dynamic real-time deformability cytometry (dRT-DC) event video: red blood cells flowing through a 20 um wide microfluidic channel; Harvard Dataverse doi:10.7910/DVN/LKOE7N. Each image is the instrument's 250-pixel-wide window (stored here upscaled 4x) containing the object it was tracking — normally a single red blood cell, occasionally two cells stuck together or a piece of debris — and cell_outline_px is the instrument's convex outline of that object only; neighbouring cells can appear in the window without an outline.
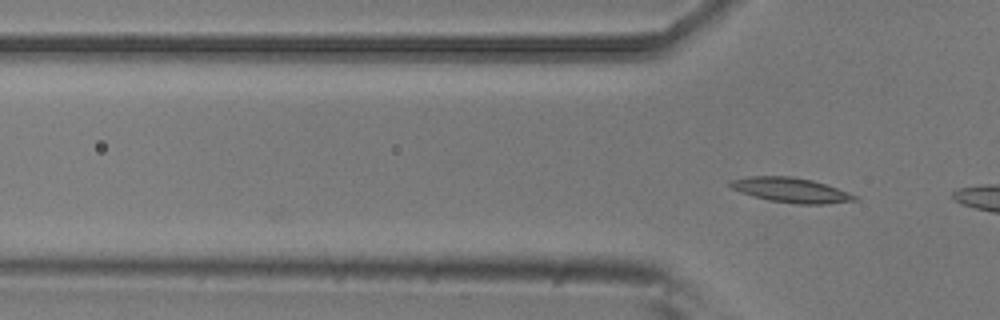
{"species": "common noctule bat (a hibernating species)", "species_latin": "Nyctalus noctula", "temperature_condition": "room temperature", "stored_images_in_passage": 3, "camera_frame_rate_fps": 3000, "um_per_image_px": 0.085, "animal": {"sex": "male", "body_mass_g": 20.5, "forearm_length_mm": 52.5}, "frame": {"image": 1, "passage_image": 3, "time_ms": 0.667, "image_size_px": [1000, 320], "cell_outline_px": [[856, 200], [824, 204], [796, 204], [768, 200], [752, 196], [740, 192], [732, 188], [728, 184], [732, 180], [752, 176], [792, 176], [812, 180], [848, 192], [856, 196]], "centroid_in_image_um": [67.19, 16.16], "position_along_channel_um": 58.6, "area_um2": 17.74}}